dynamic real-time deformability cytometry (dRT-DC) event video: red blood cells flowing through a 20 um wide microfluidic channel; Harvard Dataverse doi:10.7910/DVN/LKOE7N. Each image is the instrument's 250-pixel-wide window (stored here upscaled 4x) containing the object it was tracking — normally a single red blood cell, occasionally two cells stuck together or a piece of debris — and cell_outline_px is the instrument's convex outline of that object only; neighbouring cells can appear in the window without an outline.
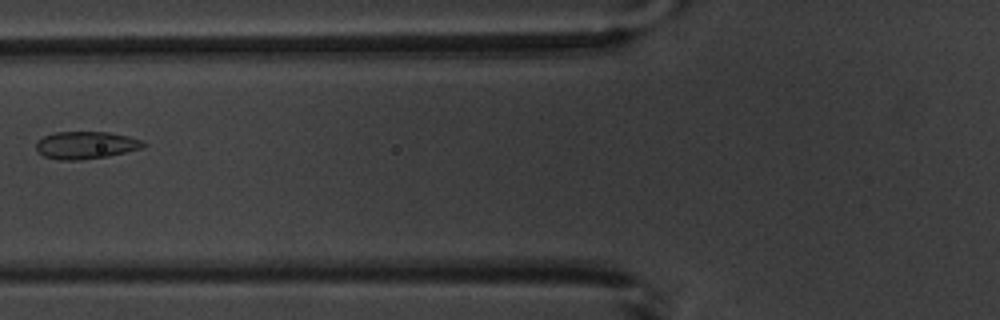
{"species": "common noctule bat (a hibernating species)", "species_latin": "Nyctalus noctula", "temperature_condition": "warm", "stored_images_in_passage": 5, "camera_frame_rate_fps": 3000, "um_per_image_px": 0.085, "animal": {"sex": "male", "body_mass_g": 20.1, "forearm_length_mm": 53.5}, "frame": {"image": 1, "passage_image": 5, "time_ms": 5.667, "image_size_px": [1000, 320], "cell_outline_px": [[148, 144], [144, 148], [108, 156], [80, 160], [60, 160], [44, 156], [36, 148], [36, 144], [44, 136], [56, 132], [108, 132], [128, 136], [144, 140]], "centroid_in_image_um": [7.37, 12.34], "position_along_channel_um": 118.4, "area_um2": 17.17}}